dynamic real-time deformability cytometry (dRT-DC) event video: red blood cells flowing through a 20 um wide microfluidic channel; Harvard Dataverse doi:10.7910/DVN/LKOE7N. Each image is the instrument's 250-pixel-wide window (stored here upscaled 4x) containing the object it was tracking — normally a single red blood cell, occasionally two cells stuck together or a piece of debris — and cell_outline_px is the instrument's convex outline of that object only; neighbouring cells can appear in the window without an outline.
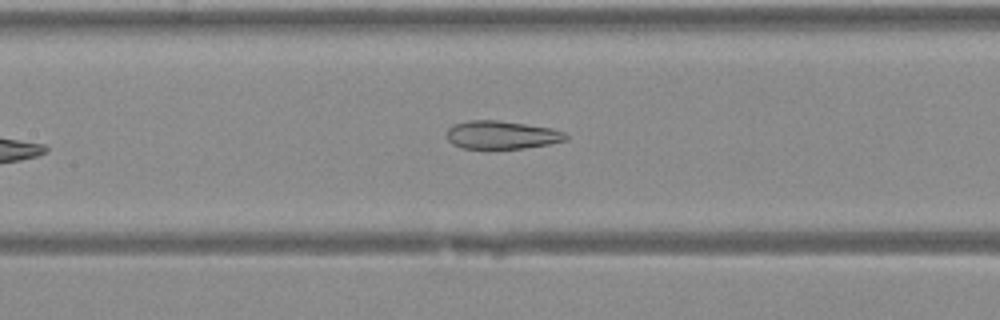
{"species": "Egyptian fruit bat (a non-hibernating species)", "species_latin": "Rousettus aegyptiacus", "temperature_condition": "warm", "stored_images_in_passage": 29, "camera_frame_rate_fps": 3000, "um_per_image_px": 0.085, "animal": {"sex": "female"}, "frame": {"image": 1, "passage_image": 9, "time_ms": 2.667, "image_size_px": [1000, 320], "cell_outline_px": [[568, 140], [548, 144], [524, 148], [460, 148], [452, 144], [448, 140], [448, 128], [452, 124], [468, 120], [496, 120], [552, 128], [564, 132], [568, 136]], "centroid_in_image_um": [42.63, 11.46], "position_along_channel_um": 164.8, "area_um2": 19.48}}
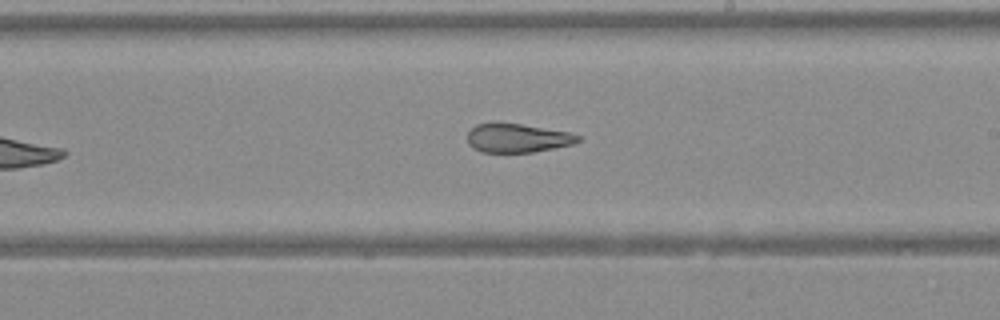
{"frame": {"image": 2, "passage_image": 14, "time_ms": 4.333, "image_size_px": [1000, 320], "cell_outline_px": [[580, 140], [572, 144], [532, 152], [480, 152], [472, 148], [468, 144], [468, 132], [476, 124], [520, 124], [568, 132], [580, 136]], "centroid_in_image_um": [43.95, 11.75], "position_along_channel_um": 245.0, "area_um2": 18.15}}
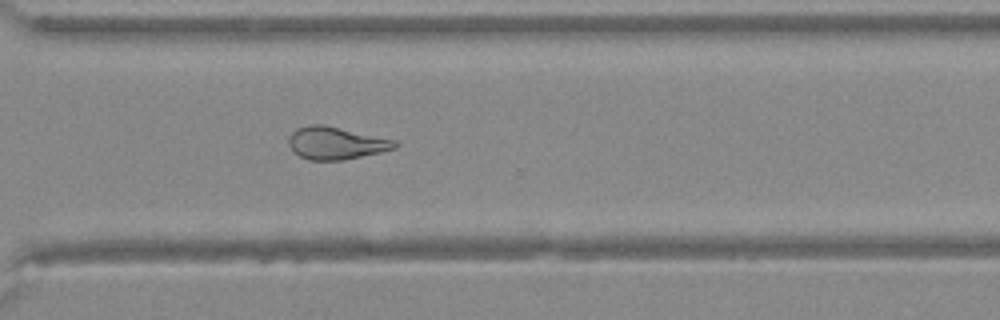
{"frame": {"image": 3, "passage_image": 20, "time_ms": 6.333, "image_size_px": [1000, 320], "cell_outline_px": [[400, 144], [396, 148], [380, 152], [344, 160], [308, 160], [300, 156], [288, 144], [288, 136], [296, 128], [308, 124], [324, 124], [396, 140]], "centroid_in_image_um": [28.56, 12.15], "position_along_channel_um": 342.0, "area_um2": 20.23}}